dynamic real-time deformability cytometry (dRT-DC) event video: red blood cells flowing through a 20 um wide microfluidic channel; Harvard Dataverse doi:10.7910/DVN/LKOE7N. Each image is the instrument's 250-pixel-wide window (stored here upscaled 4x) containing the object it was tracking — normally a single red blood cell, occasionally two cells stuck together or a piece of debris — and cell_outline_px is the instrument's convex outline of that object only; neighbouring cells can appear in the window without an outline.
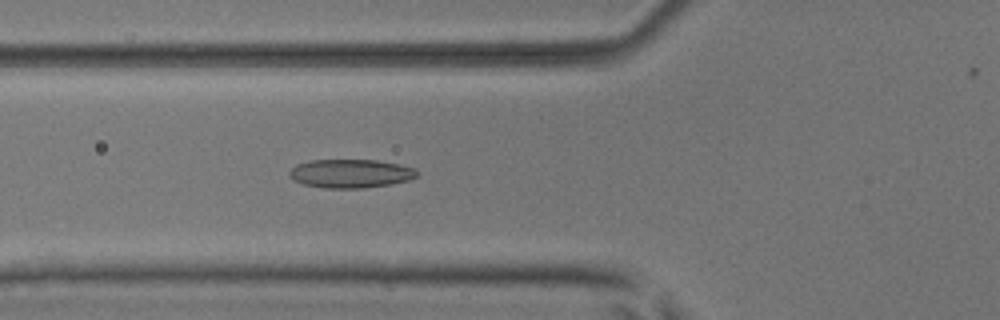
{"species": "common noctule bat (a hibernating species)", "species_latin": "Nyctalus noctula", "temperature_condition": "room temperature", "stored_images_in_passage": 31, "camera_frame_rate_fps": 3000, "um_per_image_px": 0.085, "animal": {"sex": "male", "body_mass_g": 17.9, "forearm_length_mm": 54.2}, "frame": {"image": 1, "passage_image": 13, "time_ms": 4.0, "image_size_px": [1000, 320], "cell_outline_px": [[420, 172], [416, 176], [408, 180], [392, 184], [364, 188], [324, 188], [304, 184], [288, 176], [288, 172], [296, 164], [312, 160], [376, 160], [400, 164], [416, 168]], "centroid_in_image_um": [29.83, 14.74], "position_along_channel_um": 96.0, "area_um2": 21.39}}
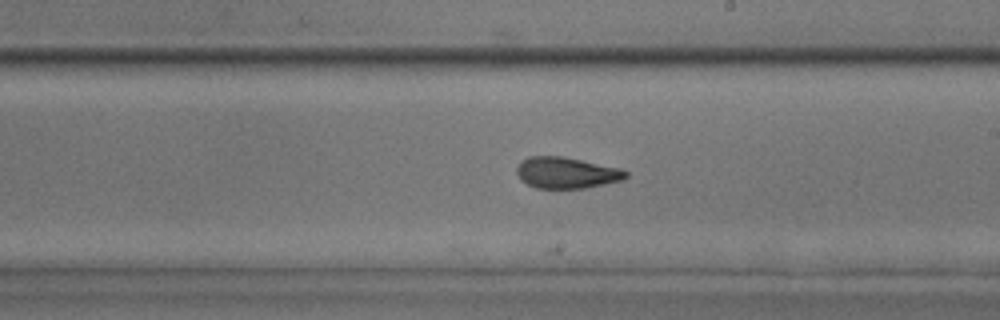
{"frame": {"image": 2, "passage_image": 24, "time_ms": 7.667, "image_size_px": [1000, 320], "cell_outline_px": [[628, 176], [624, 180], [584, 188], [536, 188], [520, 180], [516, 172], [516, 168], [520, 160], [528, 156], [560, 156], [620, 168], [628, 172]], "centroid_in_image_um": [48.12, 14.68], "position_along_channel_um": 240.9, "area_um2": 19.88}}
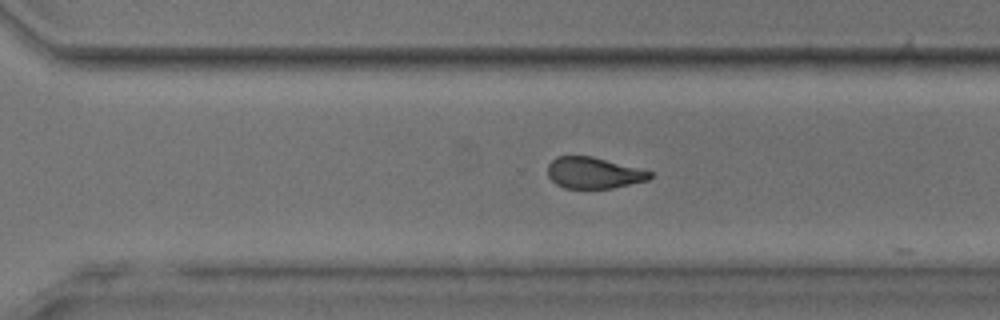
{"frame": {"image": 3, "passage_image": 30, "time_ms": 9.667, "image_size_px": [1000, 320], "cell_outline_px": [[652, 176], [648, 180], [612, 188], [564, 188], [556, 184], [548, 176], [548, 164], [556, 156], [592, 156], [652, 172]], "centroid_in_image_um": [50.43, 14.69], "position_along_channel_um": 320.2, "area_um2": 18.44}}